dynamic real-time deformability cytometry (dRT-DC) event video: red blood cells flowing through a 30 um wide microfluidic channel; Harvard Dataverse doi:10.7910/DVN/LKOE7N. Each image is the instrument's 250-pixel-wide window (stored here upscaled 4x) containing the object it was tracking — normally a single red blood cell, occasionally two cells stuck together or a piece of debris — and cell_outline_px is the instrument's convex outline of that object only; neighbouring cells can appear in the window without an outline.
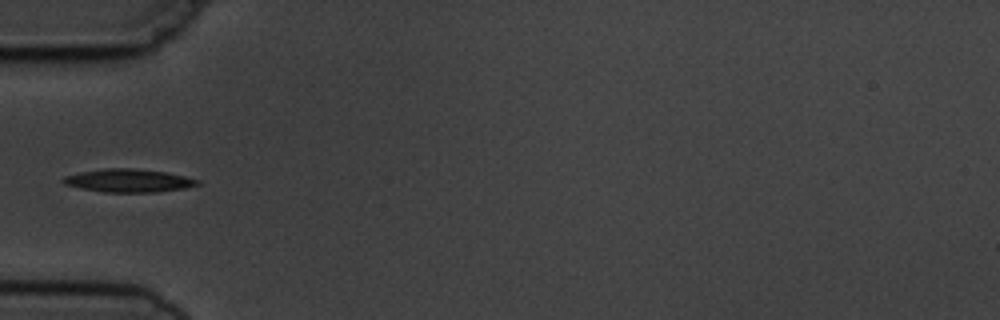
{"species": "common noctule bat (a hibernating species)", "species_latin": "Nyctalus noctula", "temperature_condition": "cold", "stored_images_in_passage": 8, "camera_frame_rate_fps": 3000, "um_per_image_px": 0.085, "animal": {"sex": "male", "body_mass_g": 19.5, "forearm_length_mm": 54.6}, "frame": {"image": 1, "passage_image": 4, "time_ms": 4.333, "image_size_px": [1000, 320], "cell_outline_px": [[200, 184], [184, 188], [156, 192], [104, 192], [80, 188], [64, 184], [60, 180], [64, 176], [80, 172], [108, 168], [136, 168], [164, 172], [184, 176], [200, 180]], "centroid_in_image_um": [10.9, 15.35], "position_along_channel_um": 74.1, "area_um2": 18.03}}
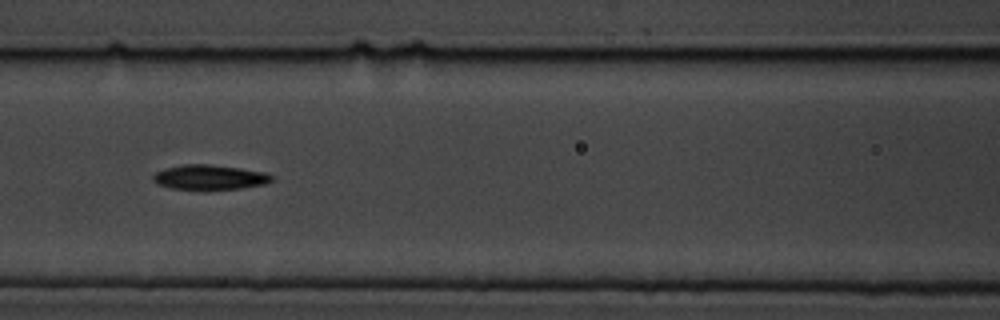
{"frame": {"image": 2, "passage_image": 6, "time_ms": 6.333, "image_size_px": [1000, 320], "cell_outline_px": [[272, 180], [264, 184], [240, 188], [204, 192], [200, 192], [172, 188], [156, 184], [152, 180], [152, 176], [156, 172], [168, 168], [184, 164], [208, 164], [240, 168], [264, 172], [272, 176]], "centroid_in_image_um": [17.77, 15.11], "position_along_channel_um": 148.8, "area_um2": 17.63}}
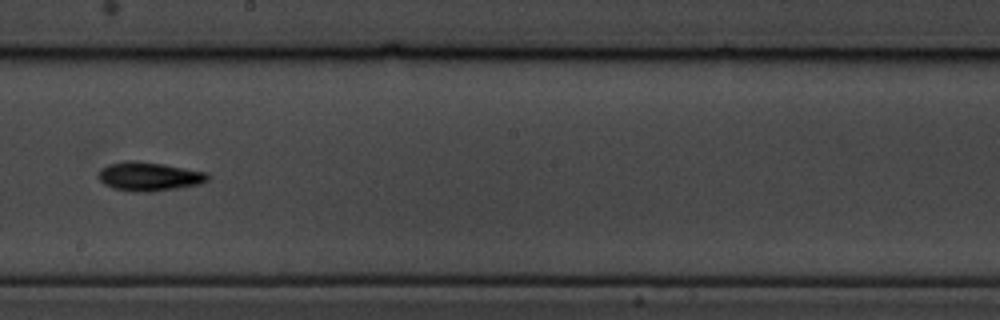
{"frame": {"image": 3, "passage_image": 8, "time_ms": 8.667, "image_size_px": [1000, 320], "cell_outline_px": [[208, 180], [200, 184], [152, 192], [136, 192], [112, 188], [104, 184], [96, 176], [100, 168], [108, 164], [124, 160], [136, 160], [164, 164], [208, 172]], "centroid_in_image_um": [12.63, 14.99], "position_along_channel_um": 235.6, "area_um2": 18.67}}